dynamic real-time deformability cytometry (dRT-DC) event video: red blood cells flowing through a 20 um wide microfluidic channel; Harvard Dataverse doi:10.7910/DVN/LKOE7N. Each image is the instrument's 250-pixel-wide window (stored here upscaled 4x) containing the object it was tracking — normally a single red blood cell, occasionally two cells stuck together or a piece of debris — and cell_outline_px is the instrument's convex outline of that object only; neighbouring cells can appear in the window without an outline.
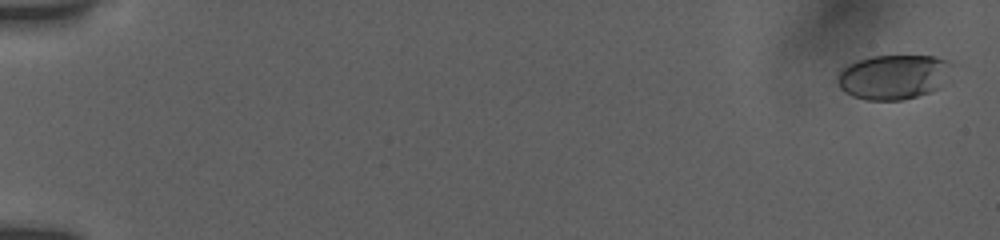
{"species": "human", "species_latin": "Homo sapiens", "temperature_condition": "room temperature", "stored_images_in_passage": 40, "camera_frame_rate_fps": 3000, "um_per_image_px": 0.085, "donor": {"sex": "female"}, "frame": {"image": 1, "passage_image": 4, "time_ms": 0.333, "image_size_px": [1000, 240], "cell_outline_px": [[952, 64], [936, 88], [928, 92], [916, 96], [900, 100], [868, 100], [852, 96], [844, 92], [840, 88], [836, 80], [836, 76], [848, 64], [872, 56], [932, 56], [948, 60]], "centroid_in_image_um": [75.85, 6.53], "position_along_channel_um": 9.2, "area_um2": 29.13}}
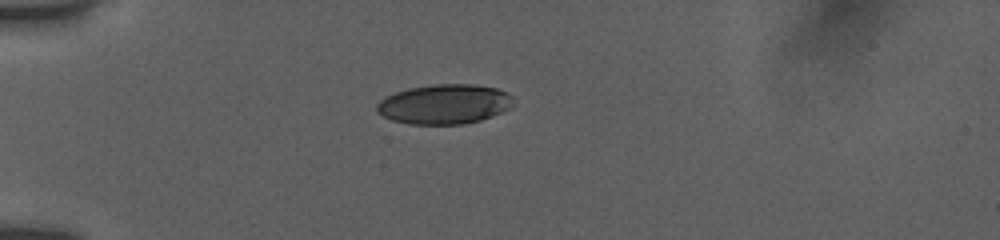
{"frame": {"image": 2, "passage_image": 31, "time_ms": 5.333, "image_size_px": [1000, 240], "cell_outline_px": [[512, 108], [480, 120], [460, 124], [408, 124], [392, 120], [376, 112], [376, 104], [380, 100], [396, 92], [408, 88], [436, 84], [476, 84], [496, 88], [508, 92], [512, 96]], "centroid_in_image_um": [37.78, 8.85], "position_along_channel_um": 47.2, "area_um2": 31.62}}
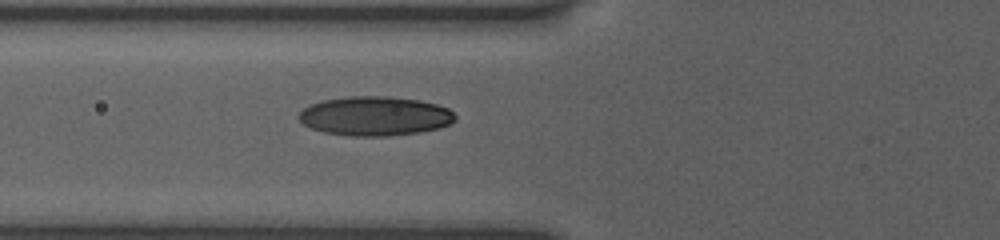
{"frame": {"image": 3, "passage_image": 40, "time_ms": 7.333, "image_size_px": [1000, 240], "cell_outline_px": [[456, 120], [452, 124], [440, 128], [420, 132], [388, 136], [348, 136], [324, 132], [312, 128], [304, 124], [296, 116], [304, 108], [320, 100], [348, 96], [388, 96], [420, 100], [436, 104], [448, 108], [456, 116]], "centroid_in_image_um": [31.89, 9.86], "position_along_channel_um": 93.9, "area_um2": 36.07}}